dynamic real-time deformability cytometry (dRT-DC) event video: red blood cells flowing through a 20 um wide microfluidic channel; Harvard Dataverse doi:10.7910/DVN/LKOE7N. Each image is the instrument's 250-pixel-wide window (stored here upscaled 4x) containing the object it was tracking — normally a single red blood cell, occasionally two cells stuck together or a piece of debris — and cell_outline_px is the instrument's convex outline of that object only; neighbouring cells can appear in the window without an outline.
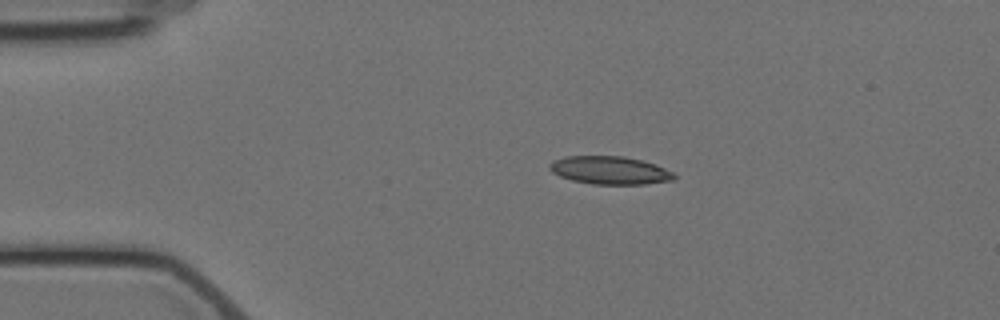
{"species": "Egyptian fruit bat (a non-hibernating species)", "species_latin": "Rousettus aegyptiacus", "temperature_condition": "cold", "stored_images_in_passage": 5, "camera_frame_rate_fps": 3000, "um_per_image_px": 0.085, "animal": {"sex": "female"}, "frame": {"image": 1, "passage_image": 1, "time_ms": 0.0, "image_size_px": [1000, 320], "cell_outline_px": [[676, 176], [672, 180], [644, 184], [592, 184], [572, 180], [560, 176], [552, 172], [548, 168], [548, 164], [552, 160], [564, 156], [624, 156], [656, 164], [672, 172]], "centroid_in_image_um": [51.79, 14.47], "position_along_channel_um": 33.2, "area_um2": 20.35}}
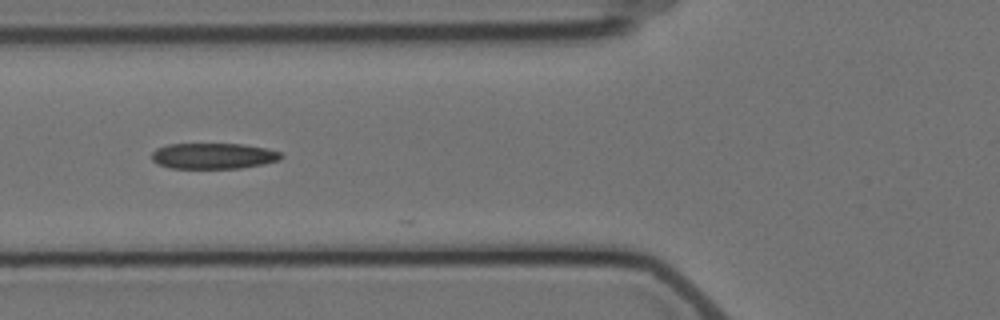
{"frame": {"image": 2, "passage_image": 3, "time_ms": 3.333, "image_size_px": [1000, 320], "cell_outline_px": [[284, 156], [280, 160], [264, 164], [240, 168], [172, 168], [156, 164], [152, 160], [152, 152], [156, 148], [168, 144], [240, 144], [268, 148], [280, 152]], "centroid_in_image_um": [18.14, 13.25], "position_along_channel_um": 107.7, "area_um2": 19.59}}
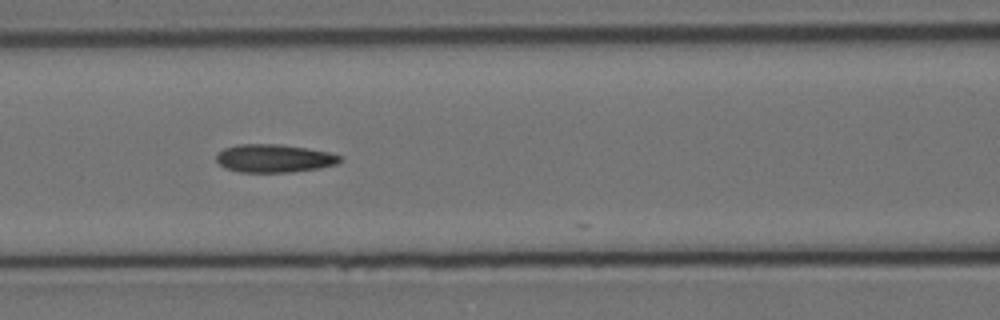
{"frame": {"image": 3, "passage_image": 4, "time_ms": 4.333, "image_size_px": [1000, 320], "cell_outline_px": [[344, 160], [336, 164], [320, 168], [292, 172], [240, 172], [224, 168], [216, 160], [216, 152], [224, 148], [240, 144], [280, 144], [328, 152], [340, 156]], "centroid_in_image_um": [23.27, 13.46], "position_along_channel_um": 143.3, "area_um2": 20.29}}